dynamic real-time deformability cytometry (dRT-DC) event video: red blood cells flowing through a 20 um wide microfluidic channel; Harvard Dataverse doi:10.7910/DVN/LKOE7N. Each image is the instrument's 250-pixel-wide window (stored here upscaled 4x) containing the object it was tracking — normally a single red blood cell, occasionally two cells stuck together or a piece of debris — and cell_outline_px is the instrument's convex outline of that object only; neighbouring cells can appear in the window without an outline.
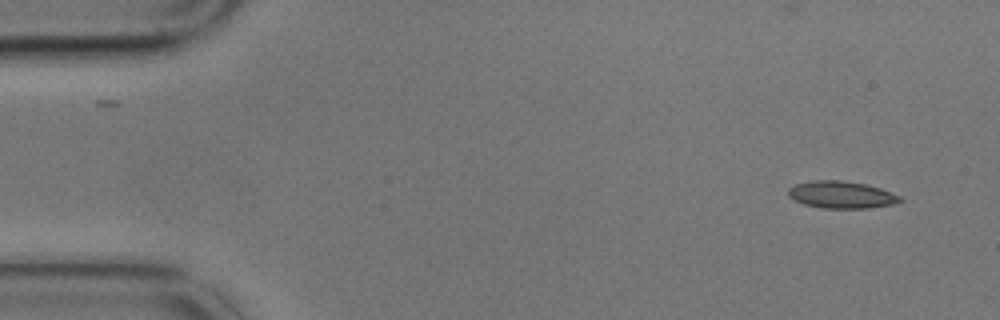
{"species": "common noctule bat (a hibernating species)", "species_latin": "Nyctalus noctula", "temperature_condition": "cold", "stored_images_in_passage": 9, "camera_frame_rate_fps": 3000, "um_per_image_px": 0.085, "animal": {"sex": "male", "body_mass_g": 17.9}, "frame": {"image": 1, "passage_image": 1, "time_ms": 0.0, "image_size_px": [1000, 320], "cell_outline_px": [[904, 200], [896, 204], [868, 208], [824, 208], [804, 204], [788, 196], [788, 188], [796, 184], [812, 180], [840, 180], [864, 184], [880, 188], [900, 196]], "centroid_in_image_um": [71.53, 16.55], "position_along_channel_um": 13.5, "area_um2": 17.63}}
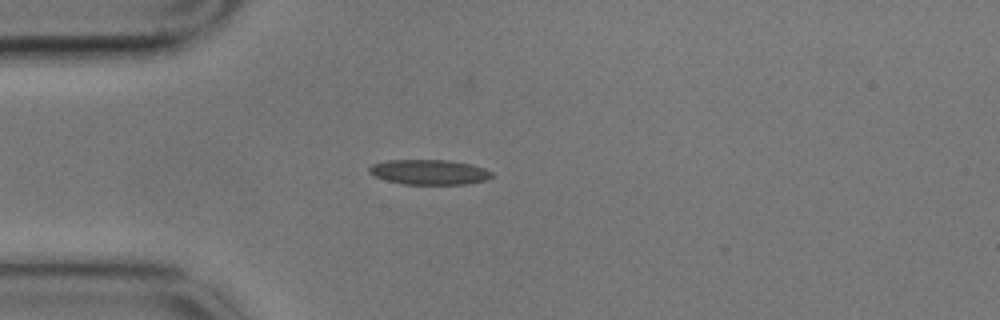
{"frame": {"image": 2, "passage_image": 4, "time_ms": 1.0, "image_size_px": [1000, 320], "cell_outline_px": [[496, 176], [488, 180], [468, 184], [404, 184], [388, 180], [376, 176], [368, 172], [368, 168], [372, 164], [388, 160], [448, 160], [468, 164], [484, 168], [492, 172]], "centroid_in_image_um": [36.53, 14.63], "position_along_channel_um": 48.5, "area_um2": 17.86}}
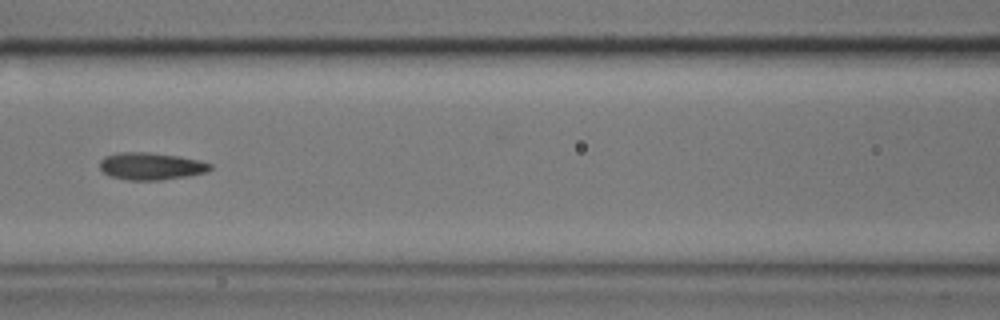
{"frame": {"image": 3, "passage_image": 7, "time_ms": 2.0, "image_size_px": [1000, 320], "cell_outline_px": [[212, 168], [208, 172], [188, 176], [160, 180], [128, 180], [108, 176], [100, 168], [100, 160], [104, 156], [120, 152], [148, 152], [180, 156], [200, 160], [212, 164]], "centroid_in_image_um": [12.85, 14.12], "position_along_channel_um": 153.8, "area_um2": 17.74}}